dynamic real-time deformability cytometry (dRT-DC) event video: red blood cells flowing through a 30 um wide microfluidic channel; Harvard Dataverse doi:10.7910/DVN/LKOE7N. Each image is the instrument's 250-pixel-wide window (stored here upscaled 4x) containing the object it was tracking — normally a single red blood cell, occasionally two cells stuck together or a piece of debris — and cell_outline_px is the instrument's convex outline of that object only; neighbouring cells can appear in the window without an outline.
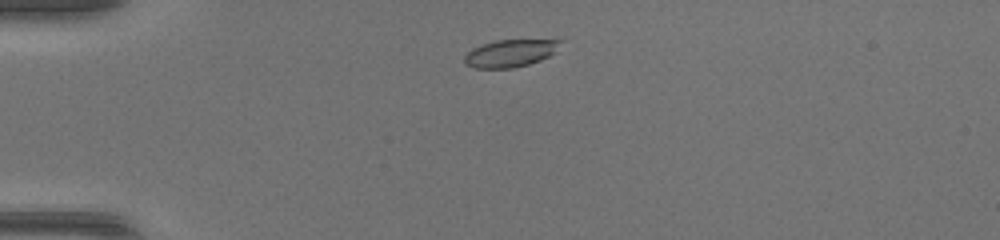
{"species": "common noctule bat (a hibernating species)", "species_latin": "Nyctalus noctula", "temperature_condition": "warm", "stored_images_in_passage": 39, "camera_frame_rate_fps": 3000, "um_per_image_px": 0.085, "animal": {"sex": "female", "body_mass_g": 17.0, "forearm_length_mm": 48.0}, "frame": {"image": 1, "passage_image": 2, "time_ms": 0.333, "image_size_px": [1000, 240], "cell_outline_px": [[564, 40], [548, 56], [540, 60], [528, 64], [512, 68], [476, 68], [464, 64], [464, 56], [472, 48], [480, 44], [496, 40]], "centroid_in_image_um": [43.3, 4.52], "position_along_channel_um": 41.7, "area_um2": 15.14}}
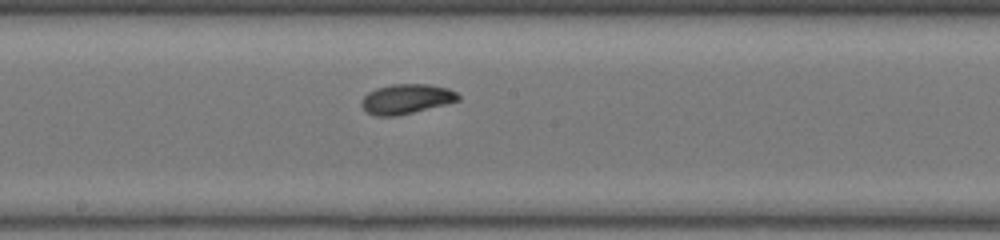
{"frame": {"image": 2, "passage_image": 17, "time_ms": 5.333, "image_size_px": [1000, 240], "cell_outline_px": [[460, 100], [396, 116], [376, 116], [364, 112], [360, 104], [360, 100], [368, 92], [376, 88], [392, 84], [428, 84], [448, 88], [456, 92], [460, 96]], "centroid_in_image_um": [34.48, 8.41], "position_along_channel_um": 213.7, "area_um2": 16.82}}
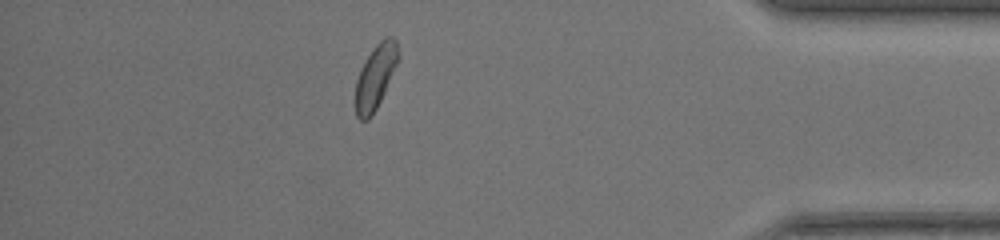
{"frame": {"image": 3, "passage_image": 33, "time_ms": 10.667, "image_size_px": [1000, 240], "cell_outline_px": [[400, 60], [372, 116], [368, 120], [360, 120], [356, 116], [356, 80], [360, 68], [364, 60], [372, 48], [384, 36], [392, 36], [396, 40], [400, 52]], "centroid_in_image_um": [31.94, 6.46], "position_along_channel_um": 403.3, "area_um2": 16.3}, "authors_computed_cell_mechanics": {"area_um2": 16.3574, "velocity_mm_per_s": 4.2381, "shape_relaxation_time_tau1_ms": 3.0807, "shape_relaxation_time_tau2_ms": 2.7041, "deformation_change_tau1": 0.1414, "deformation_change_tau2": 0.0696}}